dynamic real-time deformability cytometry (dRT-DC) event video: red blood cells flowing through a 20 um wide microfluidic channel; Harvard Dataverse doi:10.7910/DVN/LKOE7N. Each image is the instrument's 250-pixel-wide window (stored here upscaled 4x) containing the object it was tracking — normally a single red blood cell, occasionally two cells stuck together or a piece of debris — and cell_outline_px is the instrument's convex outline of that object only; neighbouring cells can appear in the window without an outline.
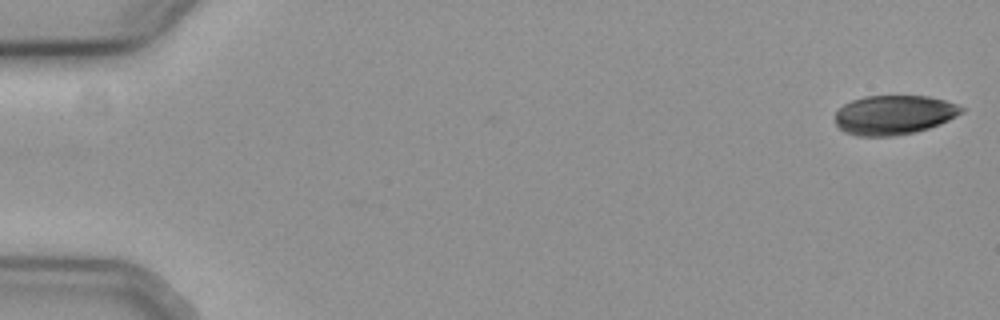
{"species": "common noctule bat (a hibernating species)", "species_latin": "Nyctalus noctula", "temperature_condition": "cold", "stored_images_in_passage": 18, "camera_frame_rate_fps": 3000, "um_per_image_px": 0.085, "animal": {"sex": "female", "body_mass_g": 19.3, "forearm_length_mm": 54.1}, "frame": {"image": 1, "passage_image": 1, "time_ms": 0.0, "image_size_px": [1000, 320], "cell_outline_px": [[964, 108], [956, 116], [940, 124], [916, 132], [892, 136], [856, 136], [844, 132], [836, 124], [836, 112], [844, 104], [852, 100], [864, 96], [928, 96], [944, 100], [956, 104]], "centroid_in_image_um": [75.96, 9.77], "position_along_channel_um": 9.0, "area_um2": 28.84}}
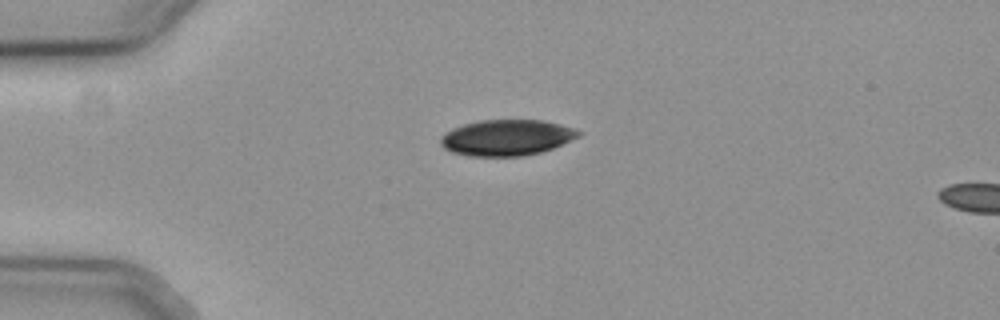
{"frame": {"image": 2, "passage_image": 14, "time_ms": 4.333, "image_size_px": [1000, 320], "cell_outline_px": [[584, 132], [580, 136], [552, 148], [540, 152], [520, 156], [468, 156], [452, 152], [444, 148], [440, 144], [440, 136], [452, 128], [464, 124], [480, 120], [544, 120], [560, 124]], "centroid_in_image_um": [43.05, 11.69], "position_along_channel_um": 42.0, "area_um2": 28.9}}